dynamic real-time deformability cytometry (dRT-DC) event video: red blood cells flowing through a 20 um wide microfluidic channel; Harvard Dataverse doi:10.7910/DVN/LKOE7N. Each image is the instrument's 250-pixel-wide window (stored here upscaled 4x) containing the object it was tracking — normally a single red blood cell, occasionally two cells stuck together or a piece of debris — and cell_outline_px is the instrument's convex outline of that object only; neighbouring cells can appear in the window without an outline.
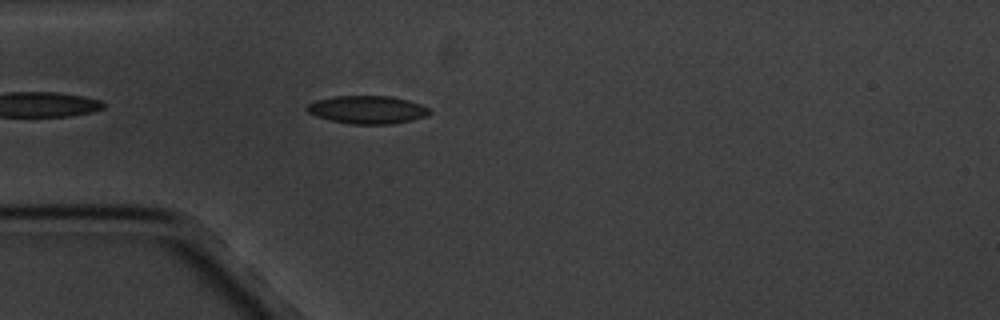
{"species": "common noctule bat (a hibernating species)", "species_latin": "Nyctalus noctula", "temperature_condition": "cold", "stored_images_in_passage": 5, "camera_frame_rate_fps": 3000, "um_per_image_px": 0.085, "animal": {"sex": "male", "body_mass_g": 20.1, "forearm_length_mm": 53.5}, "frame": {"image": 1, "passage_image": 5, "time_ms": 4.667, "image_size_px": [1000, 320], "cell_outline_px": [[432, 112], [428, 116], [412, 120], [392, 124], [352, 124], [332, 120], [316, 116], [308, 112], [304, 108], [308, 104], [316, 100], [332, 96], [392, 96], [408, 100], [420, 104], [428, 108]], "centroid_in_image_um": [31.24, 9.32], "position_along_channel_um": 53.8, "area_um2": 20.06}}